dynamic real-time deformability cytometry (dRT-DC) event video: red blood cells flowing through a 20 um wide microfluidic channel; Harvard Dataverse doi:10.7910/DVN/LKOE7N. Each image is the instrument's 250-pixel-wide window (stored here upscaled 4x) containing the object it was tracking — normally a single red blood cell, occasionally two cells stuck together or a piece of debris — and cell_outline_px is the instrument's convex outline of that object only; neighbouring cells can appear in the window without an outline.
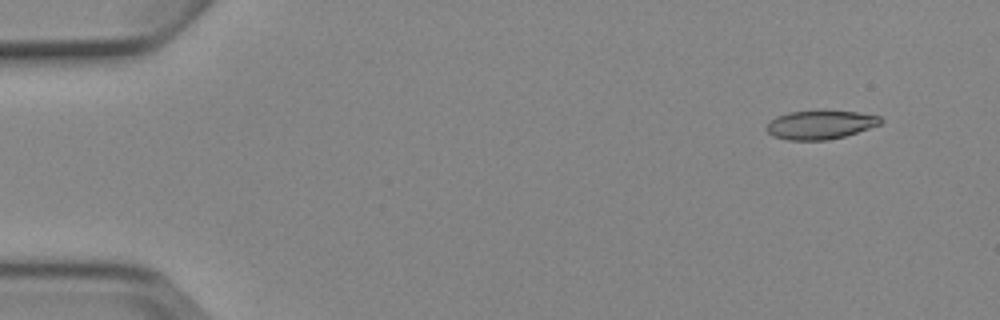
{"species": "Egyptian fruit bat (a non-hibernating species)", "species_latin": "Rousettus aegyptiacus", "temperature_condition": "cold", "stored_images_in_passage": 8, "camera_frame_rate_fps": 3000, "um_per_image_px": 0.085, "animal": {"sex": "female"}, "frame": {"image": 1, "passage_image": 2, "time_ms": 1.333, "image_size_px": [1000, 320], "cell_outline_px": [[884, 120], [880, 124], [844, 136], [828, 140], [788, 140], [772, 136], [764, 128], [768, 120], [776, 116], [788, 112], [816, 108], [856, 112], [880, 116]], "centroid_in_image_um": [69.66, 10.56], "position_along_channel_um": 15.3, "area_um2": 19.83}}
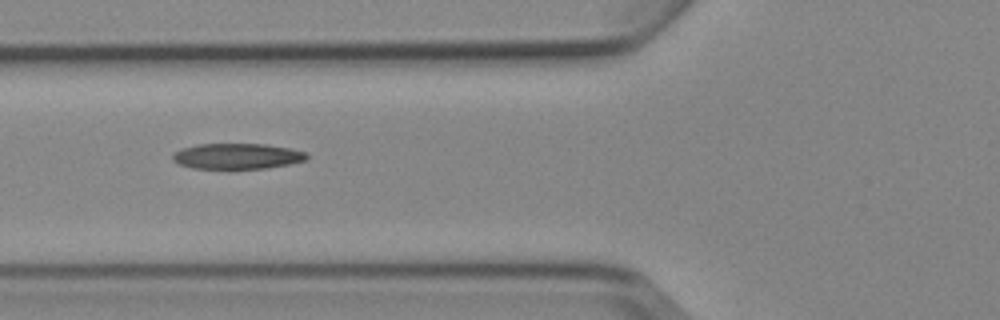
{"frame": {"image": 2, "passage_image": 6, "time_ms": 6.667, "image_size_px": [1000, 320], "cell_outline_px": [[308, 160], [288, 164], [264, 168], [192, 168], [180, 164], [172, 160], [172, 156], [176, 152], [184, 148], [200, 144], [264, 144], [292, 148], [304, 152], [308, 156]], "centroid_in_image_um": [20.19, 13.27], "position_along_channel_um": 105.6, "area_um2": 19.77}}
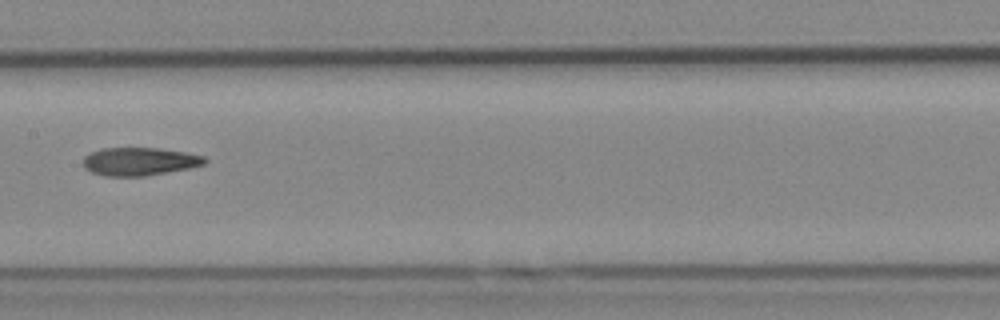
{"frame": {"image": 3, "passage_image": 8, "time_ms": 9.0, "image_size_px": [1000, 320], "cell_outline_px": [[208, 160], [204, 164], [188, 168], [144, 176], [104, 176], [92, 172], [84, 168], [84, 156], [100, 148], [160, 148], [184, 152], [204, 156]], "centroid_in_image_um": [11.84, 13.72], "position_along_channel_um": 195.6, "area_um2": 19.77}}